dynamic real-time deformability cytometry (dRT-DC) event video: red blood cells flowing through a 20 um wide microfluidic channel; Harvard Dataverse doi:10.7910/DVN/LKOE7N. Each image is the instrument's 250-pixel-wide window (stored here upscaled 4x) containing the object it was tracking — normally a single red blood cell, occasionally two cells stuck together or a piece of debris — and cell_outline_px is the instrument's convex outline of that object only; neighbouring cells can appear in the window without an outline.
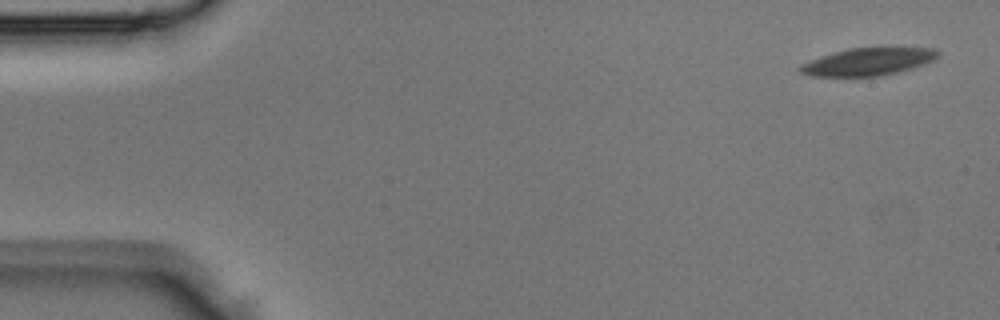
{"species": "Egyptian fruit bat (a non-hibernating species)", "species_latin": "Rousettus aegyptiacus", "temperature_condition": "room temperature", "stored_images_in_passage": 3, "camera_frame_rate_fps": 3000, "um_per_image_px": 0.085, "animal": {"sex": "male"}, "frame": {"image": 1, "passage_image": 3, "time_ms": 0.667, "image_size_px": [1000, 320], "cell_outline_px": [[940, 56], [936, 60], [912, 68], [880, 76], [808, 76], [800, 72], [800, 64], [848, 48], [936, 48], [940, 52]], "centroid_in_image_um": [73.85, 5.25], "position_along_channel_um": 11.2, "area_um2": 21.85}}